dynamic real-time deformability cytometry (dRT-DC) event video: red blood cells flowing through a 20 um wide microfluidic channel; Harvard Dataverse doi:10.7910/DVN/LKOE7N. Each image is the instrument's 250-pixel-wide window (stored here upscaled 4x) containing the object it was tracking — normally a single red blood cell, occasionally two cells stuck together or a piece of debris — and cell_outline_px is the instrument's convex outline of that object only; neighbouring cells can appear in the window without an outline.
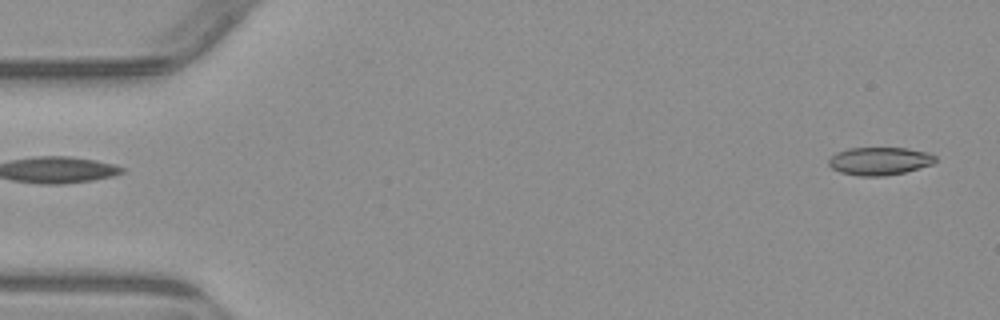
{"species": "common noctule bat (a hibernating species)", "species_latin": "Nyctalus noctula", "temperature_condition": "warm", "stored_images_in_passage": 3, "segment_of_instrument_passage": [2, 2], "camera_frame_rate_fps": 3000, "um_per_image_px": 0.085, "animal": {"sex": "male", "body_mass_g": 23.1, "forearm_length_mm": 52.7}, "frame": {"image": 1, "passage_image": 3, "time_ms": 3.0, "image_size_px": [1000, 320], "cell_outline_px": [[936, 160], [932, 164], [904, 172], [884, 176], [860, 176], [840, 172], [832, 168], [828, 164], [828, 160], [836, 152], [848, 148], [908, 148], [928, 152], [936, 156]], "centroid_in_image_um": [74.75, 13.68], "position_along_channel_um": 10.2, "area_um2": 17.34}}